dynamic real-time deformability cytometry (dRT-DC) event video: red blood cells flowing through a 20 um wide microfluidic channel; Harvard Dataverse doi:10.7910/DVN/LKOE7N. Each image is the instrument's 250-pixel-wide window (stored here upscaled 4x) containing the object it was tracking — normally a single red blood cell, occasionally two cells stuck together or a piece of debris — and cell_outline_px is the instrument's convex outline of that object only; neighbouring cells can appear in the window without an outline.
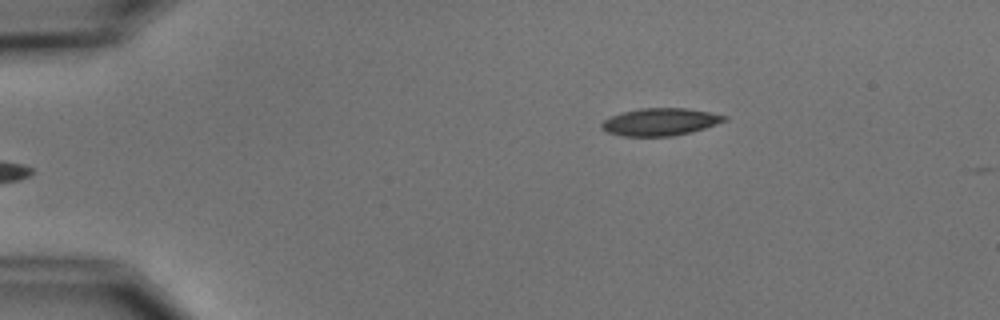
{"species": "common noctule bat (a hibernating species)", "species_latin": "Nyctalus noctula", "temperature_condition": "cold", "stored_images_in_passage": 5, "camera_frame_rate_fps": 3000, "um_per_image_px": 0.085, "animal": {"sex": "male", "body_mass_g": 15.6}, "frame": {"image": 1, "passage_image": 5, "time_ms": 5.333, "image_size_px": [1000, 320], "cell_outline_px": [[728, 120], [692, 132], [672, 136], [624, 136], [608, 132], [600, 128], [600, 124], [604, 120], [620, 112], [640, 108], [688, 108], [728, 116]], "centroid_in_image_um": [56.11, 10.35], "position_along_channel_um": 28.9, "area_um2": 19.65}}